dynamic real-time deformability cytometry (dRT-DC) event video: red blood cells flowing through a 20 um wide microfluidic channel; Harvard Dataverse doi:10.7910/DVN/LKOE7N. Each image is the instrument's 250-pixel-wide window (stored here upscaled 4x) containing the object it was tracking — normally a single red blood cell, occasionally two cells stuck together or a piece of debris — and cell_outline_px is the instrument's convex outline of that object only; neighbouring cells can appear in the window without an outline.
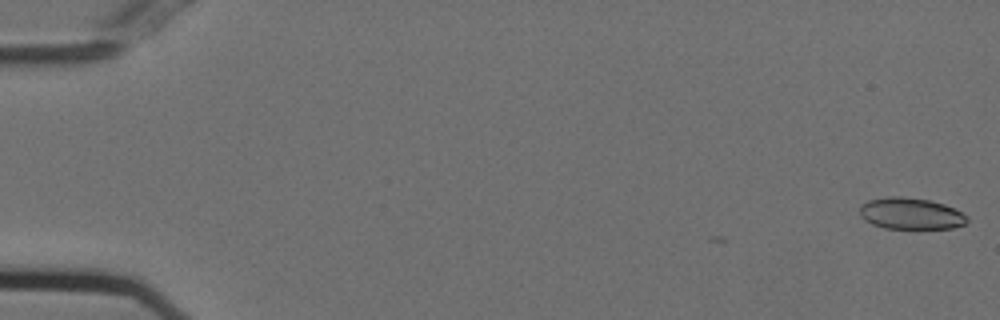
{"species": "Egyptian fruit bat (a non-hibernating species)", "species_latin": "Rousettus aegyptiacus", "temperature_condition": "cold", "stored_images_in_passage": 6, "camera_frame_rate_fps": 3000, "um_per_image_px": 0.085, "animal": {"sex": "female"}, "frame": {"image": 1, "passage_image": 1, "time_ms": 0.0, "image_size_px": [1000, 320], "cell_outline_px": [[968, 220], [964, 224], [952, 228], [884, 228], [872, 224], [864, 220], [860, 216], [860, 204], [868, 200], [888, 196], [900, 196], [928, 200], [944, 204], [968, 216]], "centroid_in_image_um": [77.37, 18.15], "position_along_channel_um": 7.6, "area_um2": 19.65}}